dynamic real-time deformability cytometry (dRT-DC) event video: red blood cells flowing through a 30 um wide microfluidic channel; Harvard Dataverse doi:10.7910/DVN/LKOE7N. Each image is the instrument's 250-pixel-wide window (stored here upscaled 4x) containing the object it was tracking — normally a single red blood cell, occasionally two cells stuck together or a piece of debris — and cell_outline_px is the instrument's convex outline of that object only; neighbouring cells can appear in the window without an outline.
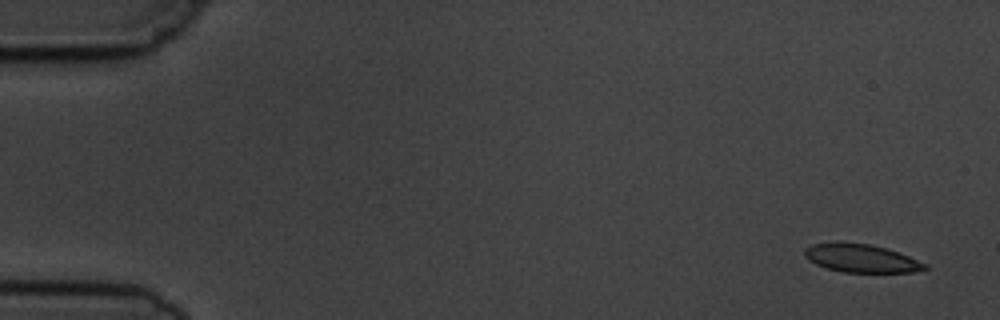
{"species": "common noctule bat (a hibernating species)", "species_latin": "Nyctalus noctula", "temperature_condition": "cold", "stored_images_in_passage": 6, "camera_frame_rate_fps": 3000, "um_per_image_px": 0.085, "animal": {"sex": "male", "body_mass_g": 19.5, "forearm_length_mm": 54.6}, "frame": {"image": 1, "passage_image": 1, "time_ms": 0.0, "image_size_px": [1000, 320], "cell_outline_px": [[928, 268], [912, 272], [844, 272], [828, 268], [816, 264], [808, 260], [804, 256], [804, 248], [812, 244], [836, 240], [868, 244], [884, 248], [908, 256], [928, 264]], "centroid_in_image_um": [73.13, 21.93], "position_along_channel_um": 11.9, "area_um2": 19.88}}
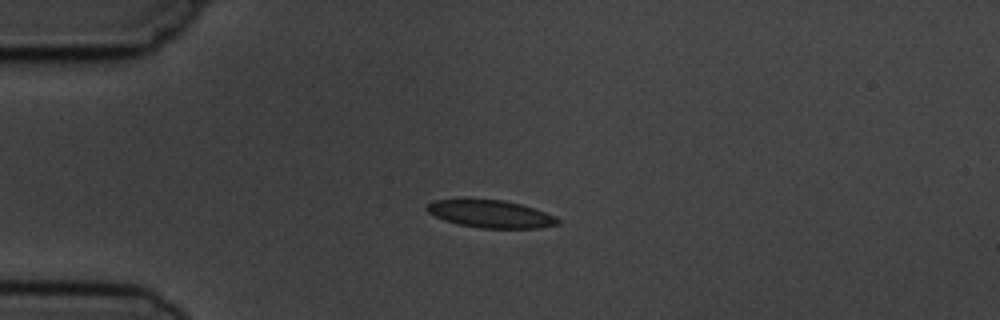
{"frame": {"image": 2, "passage_image": 4, "time_ms": 3.667, "image_size_px": [1000, 320], "cell_outline_px": [[560, 224], [540, 228], [480, 228], [460, 224], [444, 220], [428, 212], [424, 208], [432, 200], [464, 196], [504, 200], [520, 204], [544, 212], [560, 220]], "centroid_in_image_um": [41.6, 18.13], "position_along_channel_um": 43.4, "area_um2": 21.68}}
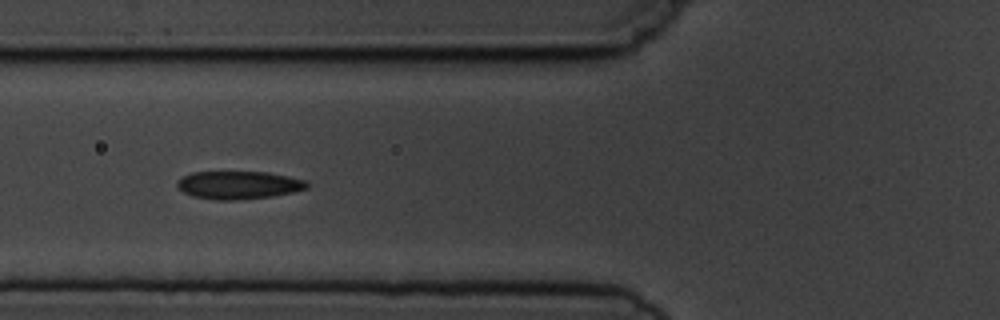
{"frame": {"image": 3, "passage_image": 6, "time_ms": 6.0, "image_size_px": [1000, 320], "cell_outline_px": [[308, 188], [292, 192], [272, 196], [240, 200], [216, 200], [192, 196], [184, 192], [176, 184], [176, 180], [192, 172], [268, 172], [308, 180]], "centroid_in_image_um": [20.3, 15.73], "position_along_channel_um": 105.5, "area_um2": 21.21}}